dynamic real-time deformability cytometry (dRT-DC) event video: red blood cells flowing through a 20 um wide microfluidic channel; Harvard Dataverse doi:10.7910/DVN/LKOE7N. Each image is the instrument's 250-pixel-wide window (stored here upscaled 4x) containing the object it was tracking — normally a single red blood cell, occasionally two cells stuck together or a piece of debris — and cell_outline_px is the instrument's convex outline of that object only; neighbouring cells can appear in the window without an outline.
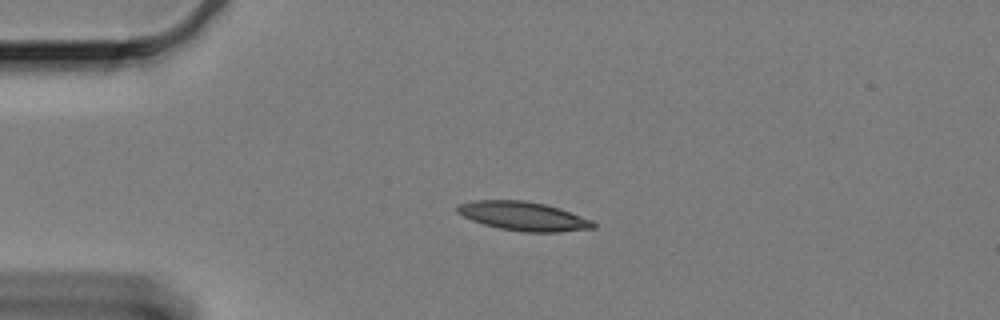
{"species": "Egyptian fruit bat (a non-hibernating species)", "species_latin": "Rousettus aegyptiacus", "temperature_condition": "cold", "stored_images_in_passage": 47, "camera_frame_rate_fps": 3000, "um_per_image_px": 0.085, "animal": {"sex": "female"}, "frame": {"image": 1, "passage_image": 1, "time_ms": 0.0, "image_size_px": [1000, 320], "cell_outline_px": [[596, 228], [560, 232], [524, 232], [500, 228], [484, 224], [472, 220], [456, 212], [456, 208], [460, 204], [472, 200], [524, 200], [544, 204], [560, 208], [592, 220], [596, 224]], "centroid_in_image_um": [44.51, 18.37], "position_along_channel_um": 40.5, "area_um2": 22.89}}
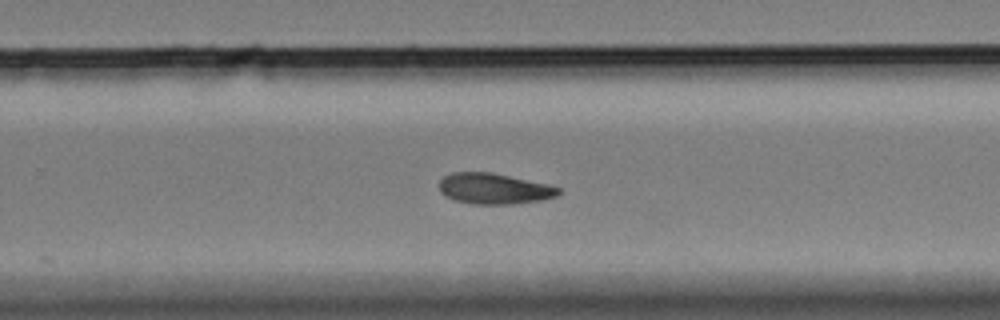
{"frame": {"image": 2, "passage_image": 26, "time_ms": 8.333, "image_size_px": [1000, 320], "cell_outline_px": [[560, 192], [556, 196], [544, 200], [512, 204], [472, 204], [456, 200], [444, 196], [440, 192], [440, 180], [444, 176], [452, 172], [492, 172], [548, 184], [560, 188]], "centroid_in_image_um": [42.0, 16.04], "position_along_channel_um": 287.8, "area_um2": 21.5}}
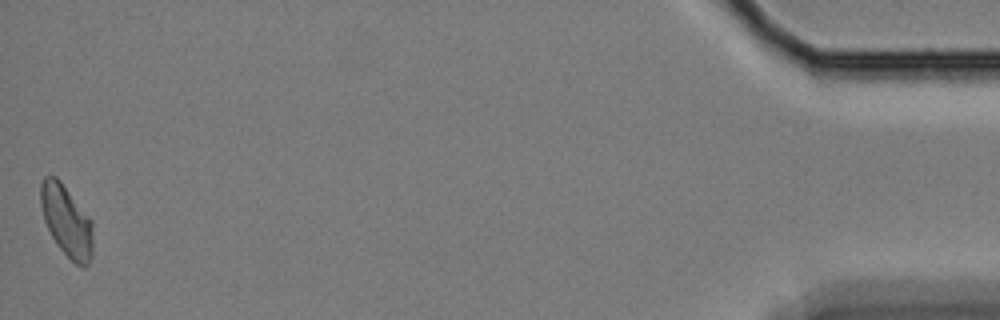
{"frame": {"image": 3, "passage_image": 47, "time_ms": 15.333, "image_size_px": [1000, 320], "cell_outline_px": [[92, 256], [88, 264], [84, 268], [76, 264], [56, 244], [44, 220], [40, 204], [40, 184], [44, 176], [56, 176], [60, 180], [92, 220]], "centroid_in_image_um": [5.65, 18.76], "position_along_channel_um": 429.5, "area_um2": 21.68}, "authors_computed_cell_mechanics": {"area_um2": 22.0218, "velocity_mm_per_s": 3.2988, "shape_relaxation_time_tau1_ms": 8.4739, "shape_relaxation_time_tau2_ms": null, "deformation_change_tau1": 0.1847, "deformation_change_tau2": null}}